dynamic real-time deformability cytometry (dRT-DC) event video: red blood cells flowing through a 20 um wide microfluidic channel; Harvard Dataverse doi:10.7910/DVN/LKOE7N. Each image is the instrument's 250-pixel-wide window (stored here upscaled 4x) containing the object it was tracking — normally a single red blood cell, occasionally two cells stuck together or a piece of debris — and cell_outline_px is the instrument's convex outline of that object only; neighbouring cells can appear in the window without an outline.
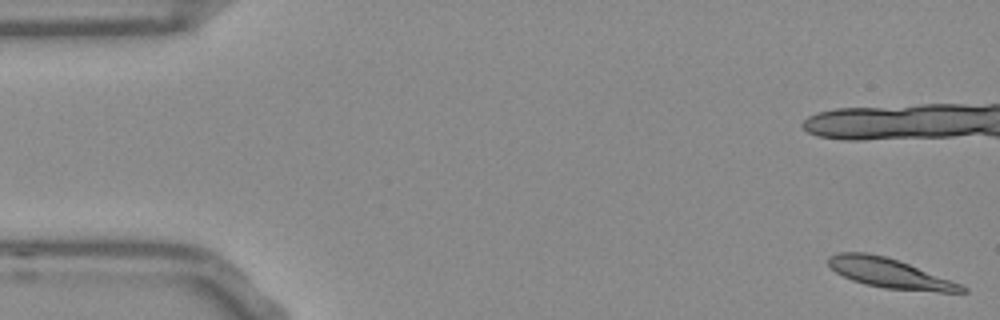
{"species": "Egyptian fruit bat (a non-hibernating species)", "species_latin": "Rousettus aegyptiacus", "temperature_condition": "room temperature", "stored_images_in_passage": 54, "camera_frame_rate_fps": 3000, "um_per_image_px": 0.085, "frame": {"image": 1, "passage_image": 1, "time_ms": 0.0, "image_size_px": [1000, 320], "cell_outline_px": [[968, 292], [940, 292], [884, 288], [864, 284], [852, 280], [836, 272], [828, 264], [828, 256], [836, 252], [868, 252], [900, 260], [960, 284], [968, 288]], "centroid_in_image_um": [75.6, 23.21], "position_along_channel_um": 9.4, "area_um2": 23.0}, "authors_computed_cell_mechanics": {"area_um2": 23.1778, "velocity_mm_per_s": 3.75, "shape_relaxation_time_tau1_ms": null, "shape_relaxation_time_tau2_ms": 5.3571, "deformation_change_tau1": null, "deformation_change_tau2": 0.1029}}